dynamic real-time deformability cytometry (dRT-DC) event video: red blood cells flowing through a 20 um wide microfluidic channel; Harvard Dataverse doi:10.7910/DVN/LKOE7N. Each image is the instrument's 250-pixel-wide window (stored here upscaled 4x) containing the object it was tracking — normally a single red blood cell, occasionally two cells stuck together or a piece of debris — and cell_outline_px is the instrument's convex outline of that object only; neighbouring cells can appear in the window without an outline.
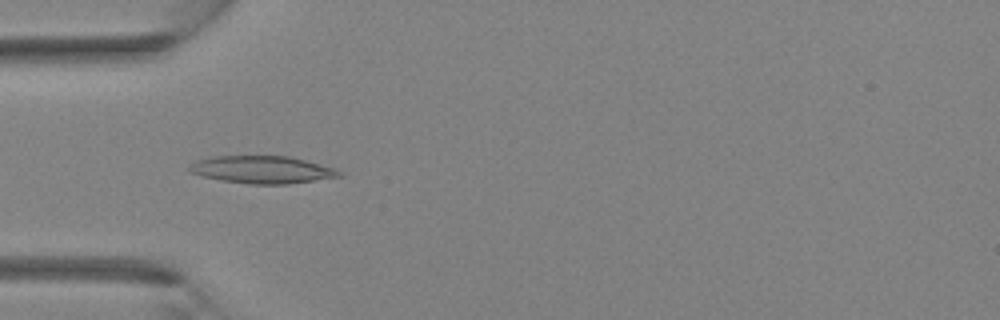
{"species": "Egyptian fruit bat (a non-hibernating species)", "species_latin": "Rousettus aegyptiacus", "temperature_condition": "room temperature", "stored_images_in_passage": 34, "camera_frame_rate_fps": 3000, "um_per_image_px": 0.085, "animal": {"sex": "female"}, "frame": {"image": 1, "passage_image": 8, "time_ms": 2.333, "image_size_px": [1000, 320], "cell_outline_px": [[344, 176], [288, 184], [248, 184], [220, 180], [200, 176], [188, 172], [188, 168], [196, 160], [208, 156], [288, 156], [320, 164], [344, 172]], "centroid_in_image_um": [22.25, 14.42], "position_along_channel_um": 62.8, "area_um2": 24.16}}
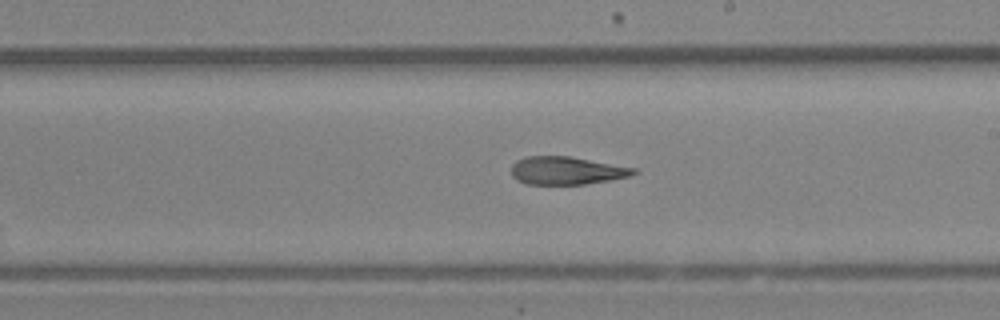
{"frame": {"image": 2, "passage_image": 18, "time_ms": 5.667, "image_size_px": [1000, 320], "cell_outline_px": [[640, 172], [628, 176], [608, 180], [584, 184], [524, 184], [516, 180], [512, 176], [512, 164], [516, 160], [528, 156], [572, 156], [636, 168]], "centroid_in_image_um": [48.15, 14.49], "position_along_channel_um": 240.9, "area_um2": 20.0}}
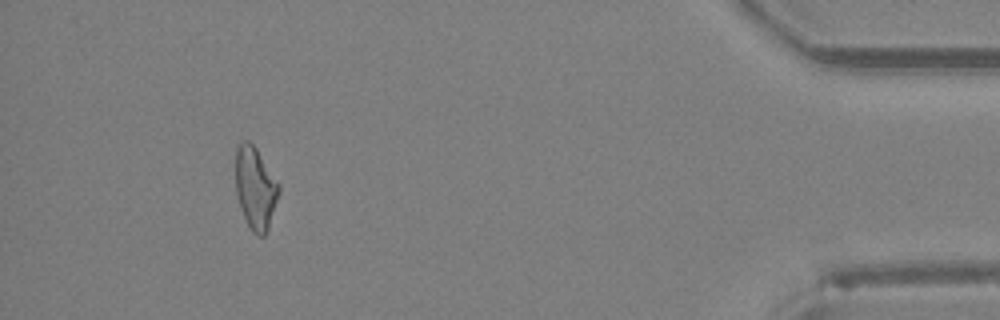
{"frame": {"image": 3, "passage_image": 31, "time_ms": 10.0, "image_size_px": [1000, 320], "cell_outline_px": [[280, 192], [268, 228], [264, 236], [256, 236], [252, 232], [240, 208], [236, 196], [236, 144], [244, 140], [248, 140], [256, 148], [280, 184]], "centroid_in_image_um": [21.7, 15.97], "position_along_channel_um": 413.5, "area_um2": 20.87}}